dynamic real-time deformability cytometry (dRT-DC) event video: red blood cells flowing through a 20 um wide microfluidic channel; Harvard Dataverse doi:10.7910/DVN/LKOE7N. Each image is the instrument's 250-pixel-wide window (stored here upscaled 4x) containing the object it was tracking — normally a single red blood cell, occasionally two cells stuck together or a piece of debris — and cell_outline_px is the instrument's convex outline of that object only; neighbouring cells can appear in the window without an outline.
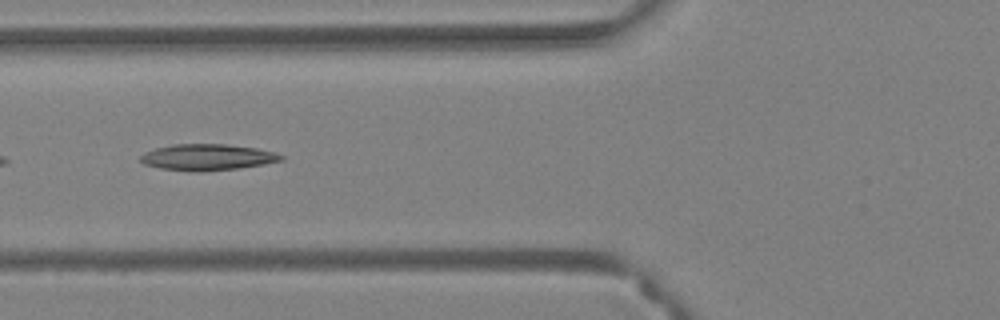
{"species": "Egyptian fruit bat (a non-hibernating species)", "species_latin": "Rousettus aegyptiacus", "temperature_condition": "warm", "stored_images_in_passage": 39, "camera_frame_rate_fps": 3000, "um_per_image_px": 0.085, "animal": {"sex": "female"}, "frame": {"image": 1, "passage_image": 8, "time_ms": 2.333, "image_size_px": [1000, 320], "cell_outline_px": [[284, 160], [264, 164], [240, 168], [196, 172], [160, 168], [144, 164], [140, 160], [140, 156], [144, 152], [156, 148], [172, 144], [228, 144], [256, 148], [272, 152], [284, 156]], "centroid_in_image_um": [17.62, 13.36], "position_along_channel_um": 108.2, "area_um2": 21.5}}
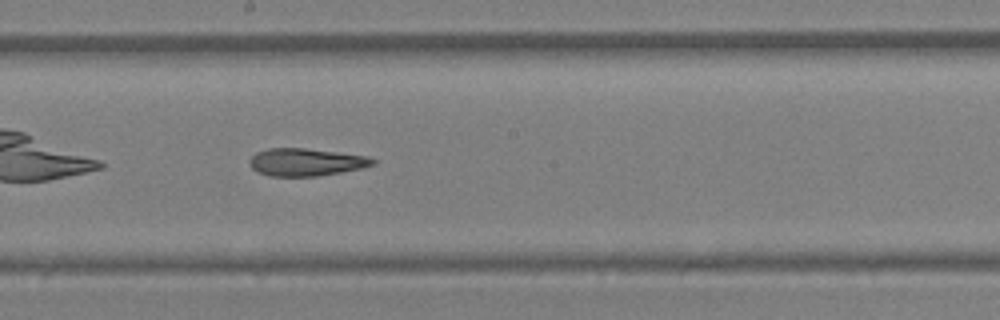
{"frame": {"image": 2, "passage_image": 17, "time_ms": 5.333, "image_size_px": [1000, 320], "cell_outline_px": [[376, 164], [360, 168], [340, 172], [316, 176], [268, 176], [256, 172], [252, 168], [248, 160], [256, 152], [268, 148], [304, 148], [368, 156], [376, 160]], "centroid_in_image_um": [25.97, 13.78], "position_along_channel_um": 222.2, "area_um2": 19.77}}
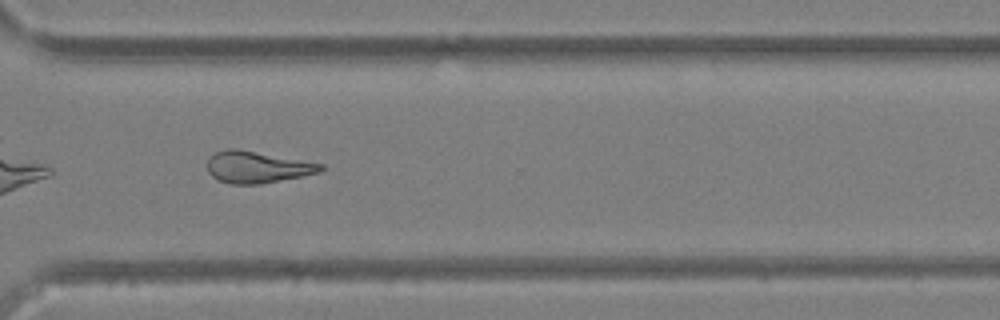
{"frame": {"image": 3, "passage_image": 27, "time_ms": 8.667, "image_size_px": [1000, 320], "cell_outline_px": [[324, 168], [320, 172], [260, 184], [232, 184], [216, 180], [208, 172], [208, 160], [216, 152], [228, 148], [236, 148], [324, 164]], "centroid_in_image_um": [21.84, 14.2], "position_along_channel_um": 348.8, "area_um2": 20.75}, "authors_computed_cell_mechanics": {"area_um2": 21.3282, "velocity_mm_per_s": 3.8072, "shape_relaxation_time_tau1_ms": null, "shape_relaxation_time_tau2_ms": 5.5081, "deformation_change_tau1": null, "deformation_change_tau2": 0.1826}}